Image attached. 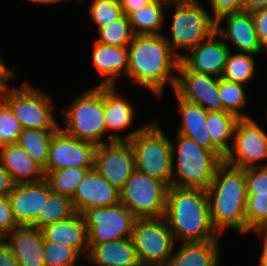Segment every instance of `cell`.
Here are the masks:
<instances>
[{
  "label": "cell",
  "mask_w": 267,
  "mask_h": 266,
  "mask_svg": "<svg viewBox=\"0 0 267 266\" xmlns=\"http://www.w3.org/2000/svg\"><path fill=\"white\" fill-rule=\"evenodd\" d=\"M127 51L126 77L134 85H140L159 100L165 95L166 85L174 90L180 58L163 35H134Z\"/></svg>",
  "instance_id": "cell-1"
},
{
  "label": "cell",
  "mask_w": 267,
  "mask_h": 266,
  "mask_svg": "<svg viewBox=\"0 0 267 266\" xmlns=\"http://www.w3.org/2000/svg\"><path fill=\"white\" fill-rule=\"evenodd\" d=\"M211 223L220 236L229 229L246 235L247 184L245 169L224 161L207 188Z\"/></svg>",
  "instance_id": "cell-2"
},
{
  "label": "cell",
  "mask_w": 267,
  "mask_h": 266,
  "mask_svg": "<svg viewBox=\"0 0 267 266\" xmlns=\"http://www.w3.org/2000/svg\"><path fill=\"white\" fill-rule=\"evenodd\" d=\"M164 219L176 243L222 238L211 223L207 190L168 187Z\"/></svg>",
  "instance_id": "cell-3"
},
{
  "label": "cell",
  "mask_w": 267,
  "mask_h": 266,
  "mask_svg": "<svg viewBox=\"0 0 267 266\" xmlns=\"http://www.w3.org/2000/svg\"><path fill=\"white\" fill-rule=\"evenodd\" d=\"M172 143V186L207 190L219 165L221 152H211L193 139L177 134Z\"/></svg>",
  "instance_id": "cell-4"
},
{
  "label": "cell",
  "mask_w": 267,
  "mask_h": 266,
  "mask_svg": "<svg viewBox=\"0 0 267 266\" xmlns=\"http://www.w3.org/2000/svg\"><path fill=\"white\" fill-rule=\"evenodd\" d=\"M61 110L59 127L65 133L96 146L106 143L104 86L94 85L82 91Z\"/></svg>",
  "instance_id": "cell-5"
},
{
  "label": "cell",
  "mask_w": 267,
  "mask_h": 266,
  "mask_svg": "<svg viewBox=\"0 0 267 266\" xmlns=\"http://www.w3.org/2000/svg\"><path fill=\"white\" fill-rule=\"evenodd\" d=\"M168 6L174 9L169 23L170 35L167 33L162 35L181 59L215 32L216 20L199 0H169Z\"/></svg>",
  "instance_id": "cell-6"
},
{
  "label": "cell",
  "mask_w": 267,
  "mask_h": 266,
  "mask_svg": "<svg viewBox=\"0 0 267 266\" xmlns=\"http://www.w3.org/2000/svg\"><path fill=\"white\" fill-rule=\"evenodd\" d=\"M159 119L154 117L129 141L134 152L135 168L172 186V143Z\"/></svg>",
  "instance_id": "cell-7"
},
{
  "label": "cell",
  "mask_w": 267,
  "mask_h": 266,
  "mask_svg": "<svg viewBox=\"0 0 267 266\" xmlns=\"http://www.w3.org/2000/svg\"><path fill=\"white\" fill-rule=\"evenodd\" d=\"M0 97L11 107L22 129L60 128L53 96L36 88L30 81L11 88L5 86Z\"/></svg>",
  "instance_id": "cell-8"
},
{
  "label": "cell",
  "mask_w": 267,
  "mask_h": 266,
  "mask_svg": "<svg viewBox=\"0 0 267 266\" xmlns=\"http://www.w3.org/2000/svg\"><path fill=\"white\" fill-rule=\"evenodd\" d=\"M130 239L141 266H167L177 246L164 217L137 219Z\"/></svg>",
  "instance_id": "cell-9"
},
{
  "label": "cell",
  "mask_w": 267,
  "mask_h": 266,
  "mask_svg": "<svg viewBox=\"0 0 267 266\" xmlns=\"http://www.w3.org/2000/svg\"><path fill=\"white\" fill-rule=\"evenodd\" d=\"M168 186L135 170L119 191L120 203L137 219L164 217Z\"/></svg>",
  "instance_id": "cell-10"
},
{
  "label": "cell",
  "mask_w": 267,
  "mask_h": 266,
  "mask_svg": "<svg viewBox=\"0 0 267 266\" xmlns=\"http://www.w3.org/2000/svg\"><path fill=\"white\" fill-rule=\"evenodd\" d=\"M254 119L236 122L231 149L223 160L226 164L242 169L267 166V131Z\"/></svg>",
  "instance_id": "cell-11"
},
{
  "label": "cell",
  "mask_w": 267,
  "mask_h": 266,
  "mask_svg": "<svg viewBox=\"0 0 267 266\" xmlns=\"http://www.w3.org/2000/svg\"><path fill=\"white\" fill-rule=\"evenodd\" d=\"M88 231V244L131 238L137 218L121 203L88 208L82 213Z\"/></svg>",
  "instance_id": "cell-12"
},
{
  "label": "cell",
  "mask_w": 267,
  "mask_h": 266,
  "mask_svg": "<svg viewBox=\"0 0 267 266\" xmlns=\"http://www.w3.org/2000/svg\"><path fill=\"white\" fill-rule=\"evenodd\" d=\"M94 169L120 191L136 170L130 141H112L97 145Z\"/></svg>",
  "instance_id": "cell-13"
},
{
  "label": "cell",
  "mask_w": 267,
  "mask_h": 266,
  "mask_svg": "<svg viewBox=\"0 0 267 266\" xmlns=\"http://www.w3.org/2000/svg\"><path fill=\"white\" fill-rule=\"evenodd\" d=\"M96 145L79 140L59 128L53 135L44 174L62 168H94Z\"/></svg>",
  "instance_id": "cell-14"
},
{
  "label": "cell",
  "mask_w": 267,
  "mask_h": 266,
  "mask_svg": "<svg viewBox=\"0 0 267 266\" xmlns=\"http://www.w3.org/2000/svg\"><path fill=\"white\" fill-rule=\"evenodd\" d=\"M225 22V24H223ZM224 25V26H223ZM215 31L234 52L252 55H267V50L259 42L251 12L227 13L216 19ZM236 50V51H235Z\"/></svg>",
  "instance_id": "cell-15"
},
{
  "label": "cell",
  "mask_w": 267,
  "mask_h": 266,
  "mask_svg": "<svg viewBox=\"0 0 267 266\" xmlns=\"http://www.w3.org/2000/svg\"><path fill=\"white\" fill-rule=\"evenodd\" d=\"M219 78L190 71L180 61L174 91L181 98L200 105L207 112L221 111L222 101L218 93Z\"/></svg>",
  "instance_id": "cell-16"
},
{
  "label": "cell",
  "mask_w": 267,
  "mask_h": 266,
  "mask_svg": "<svg viewBox=\"0 0 267 266\" xmlns=\"http://www.w3.org/2000/svg\"><path fill=\"white\" fill-rule=\"evenodd\" d=\"M118 86H104V122L106 125V143L112 141H129L146 124L128 131L135 123L136 110L128 99L120 94ZM131 127V128H130ZM127 131L128 133H124ZM124 134H120V133ZM110 136H109V135Z\"/></svg>",
  "instance_id": "cell-17"
},
{
  "label": "cell",
  "mask_w": 267,
  "mask_h": 266,
  "mask_svg": "<svg viewBox=\"0 0 267 266\" xmlns=\"http://www.w3.org/2000/svg\"><path fill=\"white\" fill-rule=\"evenodd\" d=\"M230 48L215 31L192 48L180 61L190 70L221 77Z\"/></svg>",
  "instance_id": "cell-18"
},
{
  "label": "cell",
  "mask_w": 267,
  "mask_h": 266,
  "mask_svg": "<svg viewBox=\"0 0 267 266\" xmlns=\"http://www.w3.org/2000/svg\"><path fill=\"white\" fill-rule=\"evenodd\" d=\"M48 182L18 183L8 194L14 218L19 226H31L51 193Z\"/></svg>",
  "instance_id": "cell-19"
},
{
  "label": "cell",
  "mask_w": 267,
  "mask_h": 266,
  "mask_svg": "<svg viewBox=\"0 0 267 266\" xmlns=\"http://www.w3.org/2000/svg\"><path fill=\"white\" fill-rule=\"evenodd\" d=\"M76 213L82 214L88 208L110 207L120 203V194L94 168L77 187L71 198Z\"/></svg>",
  "instance_id": "cell-20"
},
{
  "label": "cell",
  "mask_w": 267,
  "mask_h": 266,
  "mask_svg": "<svg viewBox=\"0 0 267 266\" xmlns=\"http://www.w3.org/2000/svg\"><path fill=\"white\" fill-rule=\"evenodd\" d=\"M3 241L12 250L20 266H45L44 238L39 228L17 226Z\"/></svg>",
  "instance_id": "cell-21"
},
{
  "label": "cell",
  "mask_w": 267,
  "mask_h": 266,
  "mask_svg": "<svg viewBox=\"0 0 267 266\" xmlns=\"http://www.w3.org/2000/svg\"><path fill=\"white\" fill-rule=\"evenodd\" d=\"M91 59L97 74L103 79L97 86H116L118 77L128 72L127 47H114L94 41Z\"/></svg>",
  "instance_id": "cell-22"
},
{
  "label": "cell",
  "mask_w": 267,
  "mask_h": 266,
  "mask_svg": "<svg viewBox=\"0 0 267 266\" xmlns=\"http://www.w3.org/2000/svg\"><path fill=\"white\" fill-rule=\"evenodd\" d=\"M172 92L181 116V123L178 125L176 133L193 139L199 146L211 152H220L212 144L210 133L207 130V111L200 105L181 98L174 90Z\"/></svg>",
  "instance_id": "cell-23"
},
{
  "label": "cell",
  "mask_w": 267,
  "mask_h": 266,
  "mask_svg": "<svg viewBox=\"0 0 267 266\" xmlns=\"http://www.w3.org/2000/svg\"><path fill=\"white\" fill-rule=\"evenodd\" d=\"M45 241L65 244L86 259L89 252L88 231L82 214L40 228Z\"/></svg>",
  "instance_id": "cell-24"
},
{
  "label": "cell",
  "mask_w": 267,
  "mask_h": 266,
  "mask_svg": "<svg viewBox=\"0 0 267 266\" xmlns=\"http://www.w3.org/2000/svg\"><path fill=\"white\" fill-rule=\"evenodd\" d=\"M0 165L15 184L35 183L45 179L44 170L18 143L0 146Z\"/></svg>",
  "instance_id": "cell-25"
},
{
  "label": "cell",
  "mask_w": 267,
  "mask_h": 266,
  "mask_svg": "<svg viewBox=\"0 0 267 266\" xmlns=\"http://www.w3.org/2000/svg\"><path fill=\"white\" fill-rule=\"evenodd\" d=\"M88 245L85 262L92 266H141L130 238Z\"/></svg>",
  "instance_id": "cell-26"
},
{
  "label": "cell",
  "mask_w": 267,
  "mask_h": 266,
  "mask_svg": "<svg viewBox=\"0 0 267 266\" xmlns=\"http://www.w3.org/2000/svg\"><path fill=\"white\" fill-rule=\"evenodd\" d=\"M220 239L206 242H181L167 266H220Z\"/></svg>",
  "instance_id": "cell-27"
},
{
  "label": "cell",
  "mask_w": 267,
  "mask_h": 266,
  "mask_svg": "<svg viewBox=\"0 0 267 266\" xmlns=\"http://www.w3.org/2000/svg\"><path fill=\"white\" fill-rule=\"evenodd\" d=\"M169 0H152L129 16L134 35H162Z\"/></svg>",
  "instance_id": "cell-28"
},
{
  "label": "cell",
  "mask_w": 267,
  "mask_h": 266,
  "mask_svg": "<svg viewBox=\"0 0 267 266\" xmlns=\"http://www.w3.org/2000/svg\"><path fill=\"white\" fill-rule=\"evenodd\" d=\"M238 118L226 111L207 112L206 125L212 144L225 156L231 149Z\"/></svg>",
  "instance_id": "cell-29"
},
{
  "label": "cell",
  "mask_w": 267,
  "mask_h": 266,
  "mask_svg": "<svg viewBox=\"0 0 267 266\" xmlns=\"http://www.w3.org/2000/svg\"><path fill=\"white\" fill-rule=\"evenodd\" d=\"M58 129H22L18 144L28 153L33 161L45 170L49 146Z\"/></svg>",
  "instance_id": "cell-30"
},
{
  "label": "cell",
  "mask_w": 267,
  "mask_h": 266,
  "mask_svg": "<svg viewBox=\"0 0 267 266\" xmlns=\"http://www.w3.org/2000/svg\"><path fill=\"white\" fill-rule=\"evenodd\" d=\"M256 57L257 55L249 53L230 51L221 78L249 87V83L257 74Z\"/></svg>",
  "instance_id": "cell-31"
},
{
  "label": "cell",
  "mask_w": 267,
  "mask_h": 266,
  "mask_svg": "<svg viewBox=\"0 0 267 266\" xmlns=\"http://www.w3.org/2000/svg\"><path fill=\"white\" fill-rule=\"evenodd\" d=\"M248 86L219 78L218 93L222 101V111L234 114L238 119L251 118L243 109L248 106Z\"/></svg>",
  "instance_id": "cell-32"
},
{
  "label": "cell",
  "mask_w": 267,
  "mask_h": 266,
  "mask_svg": "<svg viewBox=\"0 0 267 266\" xmlns=\"http://www.w3.org/2000/svg\"><path fill=\"white\" fill-rule=\"evenodd\" d=\"M72 199L64 195L51 192L40 210L33 227L42 228L49 224L66 220L75 214Z\"/></svg>",
  "instance_id": "cell-33"
},
{
  "label": "cell",
  "mask_w": 267,
  "mask_h": 266,
  "mask_svg": "<svg viewBox=\"0 0 267 266\" xmlns=\"http://www.w3.org/2000/svg\"><path fill=\"white\" fill-rule=\"evenodd\" d=\"M93 168H62L45 175L52 192L72 198L87 173Z\"/></svg>",
  "instance_id": "cell-34"
},
{
  "label": "cell",
  "mask_w": 267,
  "mask_h": 266,
  "mask_svg": "<svg viewBox=\"0 0 267 266\" xmlns=\"http://www.w3.org/2000/svg\"><path fill=\"white\" fill-rule=\"evenodd\" d=\"M97 33L96 42L114 47H128L134 36L129 17L125 14L99 29Z\"/></svg>",
  "instance_id": "cell-35"
},
{
  "label": "cell",
  "mask_w": 267,
  "mask_h": 266,
  "mask_svg": "<svg viewBox=\"0 0 267 266\" xmlns=\"http://www.w3.org/2000/svg\"><path fill=\"white\" fill-rule=\"evenodd\" d=\"M267 227V195L247 194L246 234L260 233Z\"/></svg>",
  "instance_id": "cell-36"
},
{
  "label": "cell",
  "mask_w": 267,
  "mask_h": 266,
  "mask_svg": "<svg viewBox=\"0 0 267 266\" xmlns=\"http://www.w3.org/2000/svg\"><path fill=\"white\" fill-rule=\"evenodd\" d=\"M43 249L45 266H78L80 261H85L74 248L65 244L44 240Z\"/></svg>",
  "instance_id": "cell-37"
},
{
  "label": "cell",
  "mask_w": 267,
  "mask_h": 266,
  "mask_svg": "<svg viewBox=\"0 0 267 266\" xmlns=\"http://www.w3.org/2000/svg\"><path fill=\"white\" fill-rule=\"evenodd\" d=\"M89 16L96 29L105 27L108 23L117 20L123 15L119 0H90ZM82 2V3H81ZM85 0H79L83 4Z\"/></svg>",
  "instance_id": "cell-38"
},
{
  "label": "cell",
  "mask_w": 267,
  "mask_h": 266,
  "mask_svg": "<svg viewBox=\"0 0 267 266\" xmlns=\"http://www.w3.org/2000/svg\"><path fill=\"white\" fill-rule=\"evenodd\" d=\"M22 127L11 107L0 97V146L18 142Z\"/></svg>",
  "instance_id": "cell-39"
},
{
  "label": "cell",
  "mask_w": 267,
  "mask_h": 266,
  "mask_svg": "<svg viewBox=\"0 0 267 266\" xmlns=\"http://www.w3.org/2000/svg\"><path fill=\"white\" fill-rule=\"evenodd\" d=\"M247 194L267 195V166L245 169Z\"/></svg>",
  "instance_id": "cell-40"
},
{
  "label": "cell",
  "mask_w": 267,
  "mask_h": 266,
  "mask_svg": "<svg viewBox=\"0 0 267 266\" xmlns=\"http://www.w3.org/2000/svg\"><path fill=\"white\" fill-rule=\"evenodd\" d=\"M17 226L9 197L0 196V237L4 239Z\"/></svg>",
  "instance_id": "cell-41"
},
{
  "label": "cell",
  "mask_w": 267,
  "mask_h": 266,
  "mask_svg": "<svg viewBox=\"0 0 267 266\" xmlns=\"http://www.w3.org/2000/svg\"><path fill=\"white\" fill-rule=\"evenodd\" d=\"M211 10L209 11L212 17L216 20L220 16L242 11V2L243 0H208Z\"/></svg>",
  "instance_id": "cell-42"
},
{
  "label": "cell",
  "mask_w": 267,
  "mask_h": 266,
  "mask_svg": "<svg viewBox=\"0 0 267 266\" xmlns=\"http://www.w3.org/2000/svg\"><path fill=\"white\" fill-rule=\"evenodd\" d=\"M251 16L258 40L267 50V7L252 11Z\"/></svg>",
  "instance_id": "cell-43"
},
{
  "label": "cell",
  "mask_w": 267,
  "mask_h": 266,
  "mask_svg": "<svg viewBox=\"0 0 267 266\" xmlns=\"http://www.w3.org/2000/svg\"><path fill=\"white\" fill-rule=\"evenodd\" d=\"M0 266H20L12 250L3 240L0 242Z\"/></svg>",
  "instance_id": "cell-44"
},
{
  "label": "cell",
  "mask_w": 267,
  "mask_h": 266,
  "mask_svg": "<svg viewBox=\"0 0 267 266\" xmlns=\"http://www.w3.org/2000/svg\"><path fill=\"white\" fill-rule=\"evenodd\" d=\"M152 0H119L123 14L128 17L139 8L150 3Z\"/></svg>",
  "instance_id": "cell-45"
},
{
  "label": "cell",
  "mask_w": 267,
  "mask_h": 266,
  "mask_svg": "<svg viewBox=\"0 0 267 266\" xmlns=\"http://www.w3.org/2000/svg\"><path fill=\"white\" fill-rule=\"evenodd\" d=\"M15 183L8 172L0 165V196H8Z\"/></svg>",
  "instance_id": "cell-46"
},
{
  "label": "cell",
  "mask_w": 267,
  "mask_h": 266,
  "mask_svg": "<svg viewBox=\"0 0 267 266\" xmlns=\"http://www.w3.org/2000/svg\"><path fill=\"white\" fill-rule=\"evenodd\" d=\"M5 62H3L2 56H0V91L10 85V80L16 76L14 69H10Z\"/></svg>",
  "instance_id": "cell-47"
},
{
  "label": "cell",
  "mask_w": 267,
  "mask_h": 266,
  "mask_svg": "<svg viewBox=\"0 0 267 266\" xmlns=\"http://www.w3.org/2000/svg\"><path fill=\"white\" fill-rule=\"evenodd\" d=\"M267 7V0H243L242 11L252 12Z\"/></svg>",
  "instance_id": "cell-48"
},
{
  "label": "cell",
  "mask_w": 267,
  "mask_h": 266,
  "mask_svg": "<svg viewBox=\"0 0 267 266\" xmlns=\"http://www.w3.org/2000/svg\"><path fill=\"white\" fill-rule=\"evenodd\" d=\"M257 234L260 238H262V251L260 254V259L258 260V266H267V239L261 233H254Z\"/></svg>",
  "instance_id": "cell-49"
},
{
  "label": "cell",
  "mask_w": 267,
  "mask_h": 266,
  "mask_svg": "<svg viewBox=\"0 0 267 266\" xmlns=\"http://www.w3.org/2000/svg\"><path fill=\"white\" fill-rule=\"evenodd\" d=\"M27 1V0H26ZM31 3H37V4H41V5H55V3H63L66 2L65 0H28Z\"/></svg>",
  "instance_id": "cell-50"
},
{
  "label": "cell",
  "mask_w": 267,
  "mask_h": 266,
  "mask_svg": "<svg viewBox=\"0 0 267 266\" xmlns=\"http://www.w3.org/2000/svg\"><path fill=\"white\" fill-rule=\"evenodd\" d=\"M260 233L267 239V227Z\"/></svg>",
  "instance_id": "cell-51"
},
{
  "label": "cell",
  "mask_w": 267,
  "mask_h": 266,
  "mask_svg": "<svg viewBox=\"0 0 267 266\" xmlns=\"http://www.w3.org/2000/svg\"><path fill=\"white\" fill-rule=\"evenodd\" d=\"M65 1H66V2H67V1L71 2L72 0H65ZM73 1H75V0H73ZM78 1H79V0H76L75 2H78Z\"/></svg>",
  "instance_id": "cell-52"
}]
</instances>
